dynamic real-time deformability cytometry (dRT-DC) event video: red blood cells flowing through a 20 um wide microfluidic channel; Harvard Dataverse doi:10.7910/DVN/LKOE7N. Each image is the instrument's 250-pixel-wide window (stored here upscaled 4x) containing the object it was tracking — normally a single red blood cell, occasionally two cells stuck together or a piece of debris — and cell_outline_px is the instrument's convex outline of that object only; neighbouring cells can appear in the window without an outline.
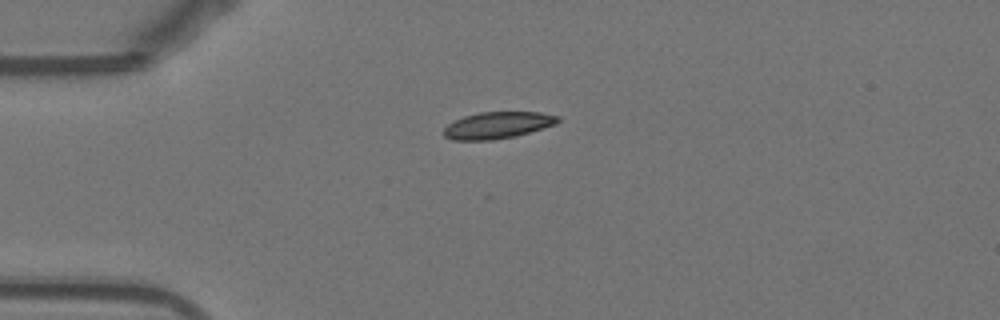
{"species": "Egyptian fruit bat (a non-hibernating species)", "species_latin": "Rousettus aegyptiacus", "temperature_condition": "warm", "stored_images_in_passage": 41, "camera_frame_rate_fps": 3000, "um_per_image_px": 0.085, "animal": {"sex": "female"}, "frame": {"image": 1, "passage_image": 1, "time_ms": 0.0, "image_size_px": [1000, 320], "cell_outline_px": [[560, 120], [556, 124], [516, 136], [492, 140], [452, 140], [444, 136], [444, 128], [448, 124], [464, 116], [480, 112], [540, 112], [560, 116]], "centroid_in_image_um": [42.31, 10.64], "position_along_channel_um": 42.7, "area_um2": 17.74}}
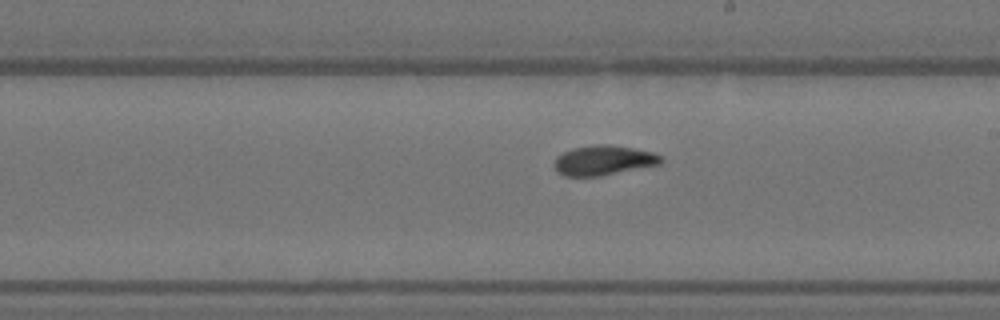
{"frame": {"image": 2, "passage_image": 18, "time_ms": 5.667, "image_size_px": [1000, 320], "cell_outline_px": [[664, 160], [660, 164], [600, 176], [564, 176], [552, 164], [556, 156], [572, 148], [596, 144], [608, 144], [632, 148], [652, 152], [660, 156]], "centroid_in_image_um": [51.28, 13.62], "position_along_channel_um": 237.7, "area_um2": 18.44}}
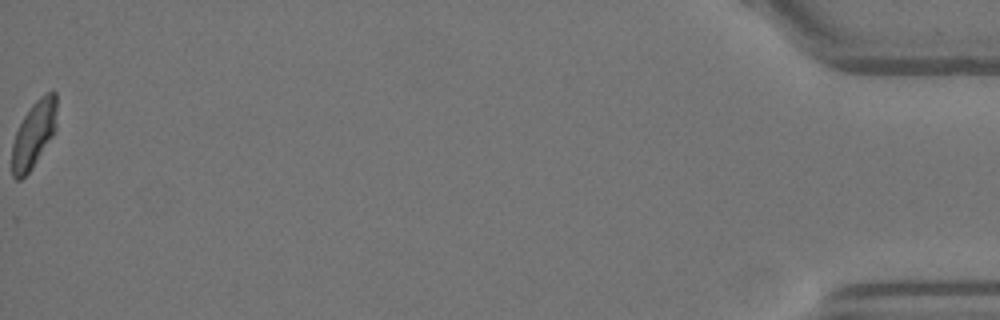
{"frame": {"image": 3, "passage_image": 41, "time_ms": 13.333, "image_size_px": [1000, 320], "cell_outline_px": [[56, 128], [52, 136], [32, 168], [20, 180], [16, 180], [12, 176], [12, 144], [16, 132], [24, 116], [32, 104], [40, 96], [48, 92], [56, 92]], "centroid_in_image_um": [2.86, 11.42], "position_along_channel_um": 432.3, "area_um2": 17.17}, "authors_computed_cell_mechanics": {"area_um2": 18.5538, "velocity_mm_per_s": 3.8483, "shape_relaxation_time_tau1_ms": null, "shape_relaxation_time_tau2_ms": 1.8681, "deformation_change_tau1": null, "deformation_change_tau2": 0.0378}}